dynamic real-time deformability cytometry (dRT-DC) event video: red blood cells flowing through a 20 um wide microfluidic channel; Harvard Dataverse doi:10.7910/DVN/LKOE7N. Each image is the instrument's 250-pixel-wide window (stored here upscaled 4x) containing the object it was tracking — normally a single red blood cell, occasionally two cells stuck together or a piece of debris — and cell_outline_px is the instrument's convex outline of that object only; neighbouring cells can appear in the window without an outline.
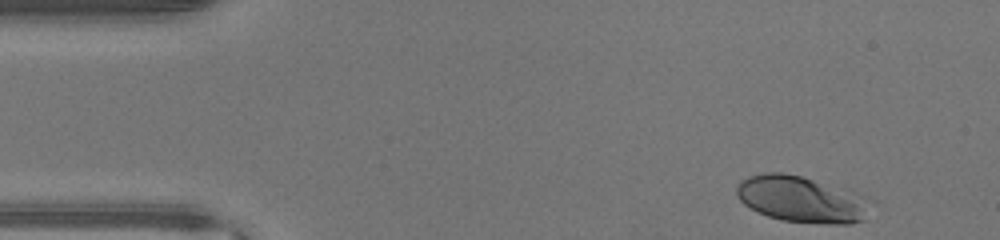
{"species": "human", "species_latin": "Homo sapiens", "temperature_condition": "warm", "stored_images_in_passage": 43, "camera_frame_rate_fps": 3000, "um_per_image_px": 0.085, "donor": {"sex": "male"}, "frame": {"image": 1, "passage_image": 1, "time_ms": 0.0, "image_size_px": [1000, 240], "cell_outline_px": [[872, 200], [864, 220], [848, 224], [828, 224], [784, 220], [768, 216], [756, 212], [744, 204], [736, 196], [736, 184], [740, 180], [748, 176], [764, 172], [780, 172], [800, 176], [852, 188]], "centroid_in_image_um": [68.17, 16.91], "position_along_channel_um": 16.8, "area_um2": 36.99}}
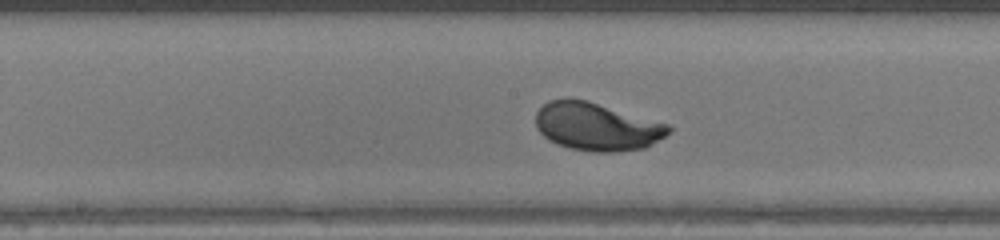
{"frame": {"image": 2, "passage_image": 20, "time_ms": 6.333, "image_size_px": [1000, 240], "cell_outline_px": [[672, 128], [664, 136], [644, 148], [616, 152], [592, 152], [568, 148], [556, 144], [548, 140], [536, 128], [536, 112], [548, 100], [564, 96], [568, 96], [588, 100], [668, 124]], "centroid_in_image_um": [50.66, 10.74], "position_along_channel_um": 197.5, "area_um2": 37.51}}
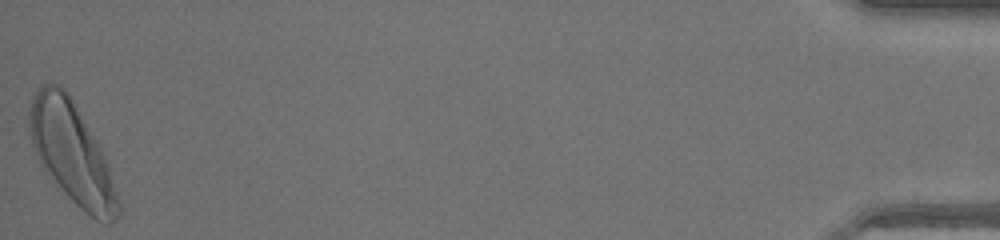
{"frame": {"image": 3, "passage_image": 43, "time_ms": 14.0, "image_size_px": [1000, 240], "cell_outline_px": [[120, 212], [108, 224], [104, 224], [96, 220], [80, 208], [68, 196], [44, 168], [36, 156], [32, 144], [28, 128], [28, 112], [32, 96], [44, 84], [60, 84], [68, 92], [96, 140], [104, 156], [120, 200]], "centroid_in_image_um": [6.09, 12.99], "position_along_channel_um": 429.1, "area_um2": 51.44}, "authors_computed_cell_mechanics": {"area_um2": 36.5874, "velocity_mm_per_s": 4.4195, "shape_relaxation_time_tau1_ms": 1.9893, "shape_relaxation_time_tau2_ms": null, "deformation_change_tau1": 0.1696, "deformation_change_tau2": null}}